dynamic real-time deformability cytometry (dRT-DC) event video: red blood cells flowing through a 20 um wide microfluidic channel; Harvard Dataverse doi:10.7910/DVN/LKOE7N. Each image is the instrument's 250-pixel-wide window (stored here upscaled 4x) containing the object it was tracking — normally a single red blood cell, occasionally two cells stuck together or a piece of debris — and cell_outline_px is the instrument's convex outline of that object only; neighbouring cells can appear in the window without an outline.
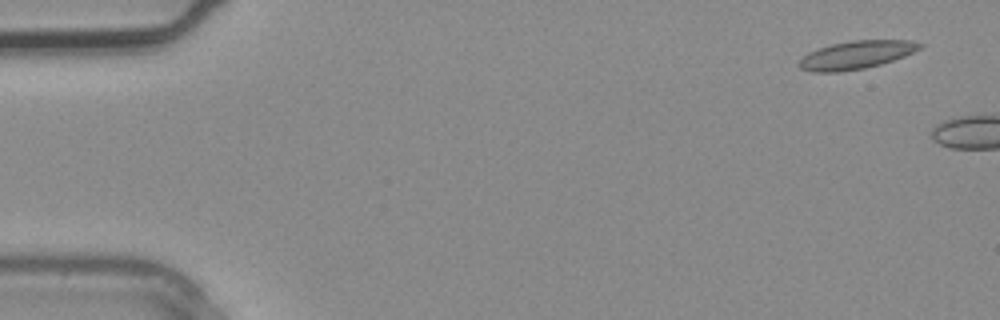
{"species": "common noctule bat (a hibernating species)", "species_latin": "Nyctalus noctula", "temperature_condition": "warm", "stored_images_in_passage": 2, "camera_frame_rate_fps": 3000, "um_per_image_px": 0.085, "animal": {"sex": "male", "body_mass_g": 20.4}, "frame": {"image": 1, "passage_image": 1, "time_ms": 0.0, "image_size_px": [1000, 320], "cell_outline_px": [[924, 44], [920, 48], [904, 56], [880, 64], [864, 68], [840, 72], [812, 72], [800, 68], [796, 64], [808, 52], [832, 44], [852, 40], [912, 40]], "centroid_in_image_um": [72.76, 4.67], "position_along_channel_um": 12.2, "area_um2": 19.65}}